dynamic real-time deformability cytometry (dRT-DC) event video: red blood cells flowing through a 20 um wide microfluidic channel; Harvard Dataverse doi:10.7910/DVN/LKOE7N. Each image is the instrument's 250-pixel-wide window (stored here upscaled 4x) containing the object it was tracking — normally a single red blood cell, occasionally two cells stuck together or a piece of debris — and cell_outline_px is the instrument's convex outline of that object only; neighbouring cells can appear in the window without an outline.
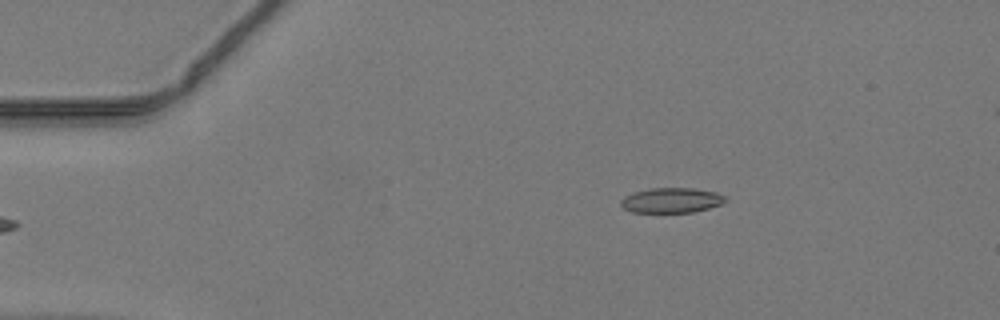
{"species": "common noctule bat (a hibernating species)", "species_latin": "Nyctalus noctula", "temperature_condition": "warm", "stored_images_in_passage": 16, "camera_frame_rate_fps": 3000, "um_per_image_px": 0.085, "animal": {"sex": "male", "body_mass_g": 19.2, "forearm_length_mm": 51.8}, "frame": {"image": 1, "passage_image": 1, "time_ms": 0.0, "image_size_px": [1000, 320], "cell_outline_px": [[728, 200], [720, 204], [708, 208], [692, 212], [632, 212], [624, 208], [620, 204], [620, 200], [624, 196], [632, 192], [648, 188], [696, 188], [716, 192], [724, 196]], "centroid_in_image_um": [57.05, 17.01], "position_along_channel_um": 28.0, "area_um2": 15.32}}
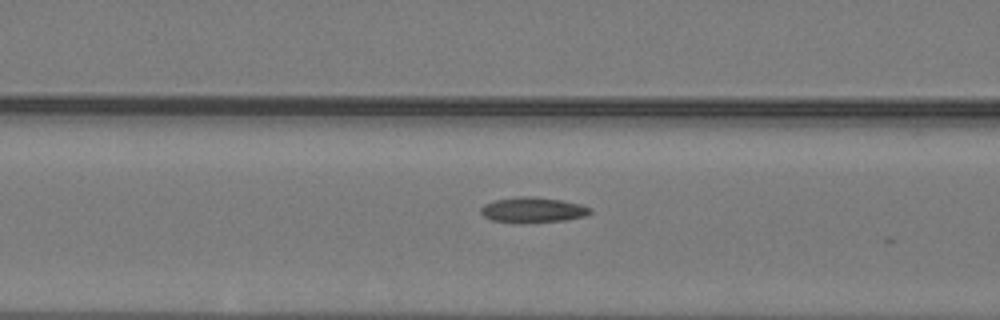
{"frame": {"image": 2, "passage_image": 12, "time_ms": 3.667, "image_size_px": [1000, 320], "cell_outline_px": [[592, 212], [588, 216], [564, 220], [492, 220], [484, 216], [480, 212], [480, 208], [484, 204], [496, 200], [516, 196], [532, 196], [560, 200], [580, 204], [592, 208]], "centroid_in_image_um": [45.34, 17.79], "position_along_channel_um": 121.3, "area_um2": 15.37}}
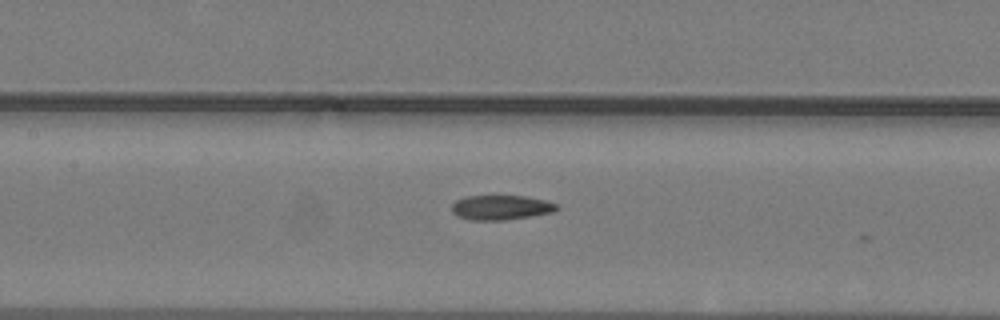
{"frame": {"image": 3, "passage_image": 15, "time_ms": 4.667, "image_size_px": [1000, 320], "cell_outline_px": [[560, 208], [552, 212], [532, 216], [504, 220], [472, 220], [460, 216], [452, 212], [452, 204], [456, 200], [464, 196], [524, 196], [544, 200], [556, 204]], "centroid_in_image_um": [42.58, 17.63], "position_along_channel_um": 164.8, "area_um2": 14.97}}